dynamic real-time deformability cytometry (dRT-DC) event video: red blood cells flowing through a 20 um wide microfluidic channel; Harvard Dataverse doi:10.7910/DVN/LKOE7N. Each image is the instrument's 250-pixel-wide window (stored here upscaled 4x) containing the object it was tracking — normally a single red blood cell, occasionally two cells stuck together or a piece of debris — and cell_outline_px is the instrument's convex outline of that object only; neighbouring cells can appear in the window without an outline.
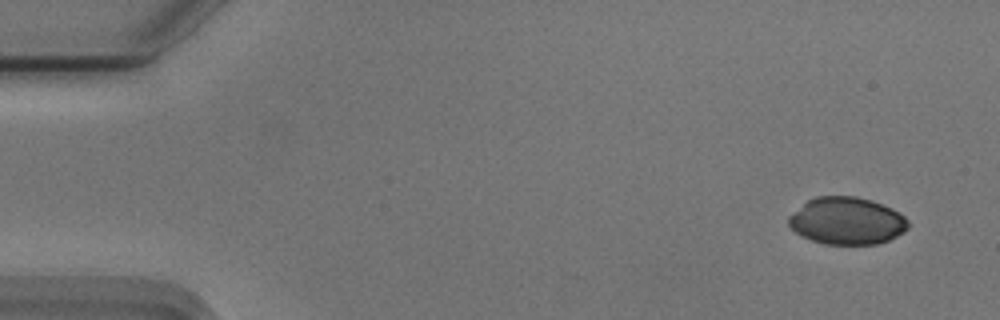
{"species": "Egyptian fruit bat (a non-hibernating species)", "species_latin": "Rousettus aegyptiacus", "temperature_condition": "cold", "stored_images_in_passage": 7, "camera_frame_rate_fps": 3000, "um_per_image_px": 0.085, "animal": {"sex": "male"}, "frame": {"image": 1, "passage_image": 1, "time_ms": 0.0, "image_size_px": [1000, 320], "cell_outline_px": [[908, 228], [904, 232], [888, 240], [876, 244], [824, 244], [800, 236], [788, 224], [788, 216], [792, 212], [808, 200], [816, 196], [856, 196], [872, 200], [892, 208], [904, 216], [908, 220]], "centroid_in_image_um": [71.97, 18.77], "position_along_channel_um": 13.0, "area_um2": 33.0}}